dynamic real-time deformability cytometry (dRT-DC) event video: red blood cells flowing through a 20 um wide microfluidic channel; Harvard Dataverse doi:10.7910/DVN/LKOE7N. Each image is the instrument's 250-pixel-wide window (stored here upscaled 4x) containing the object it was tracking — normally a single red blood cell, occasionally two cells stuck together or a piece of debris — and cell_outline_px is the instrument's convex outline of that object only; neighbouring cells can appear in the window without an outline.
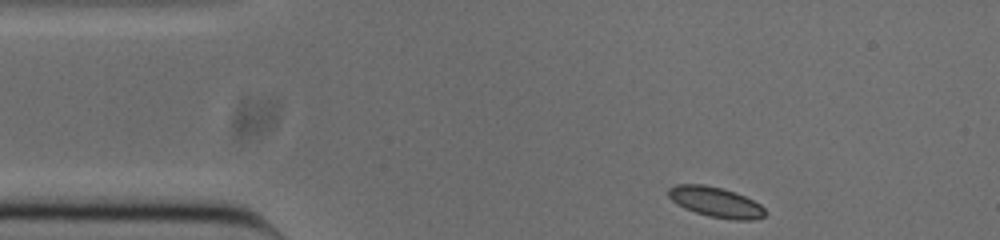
{"species": "common noctule bat (a hibernating species)", "species_latin": "Nyctalus noctula", "temperature_condition": "cold", "stored_images_in_passage": 46, "camera_frame_rate_fps": 3000, "um_per_image_px": 0.085, "animal": {"sex": "male", "body_mass_g": 20.0, "forearm_length_mm": 53.3}, "frame": {"image": 1, "passage_image": 1, "time_ms": 0.0, "image_size_px": [1000, 240], "cell_outline_px": [[768, 212], [764, 216], [752, 220], [732, 220], [708, 216], [684, 208], [676, 204], [668, 196], [668, 188], [676, 184], [704, 184], [724, 188], [736, 192], [760, 204]], "centroid_in_image_um": [60.84, 17.17], "position_along_channel_um": 24.2, "area_um2": 17.22}}
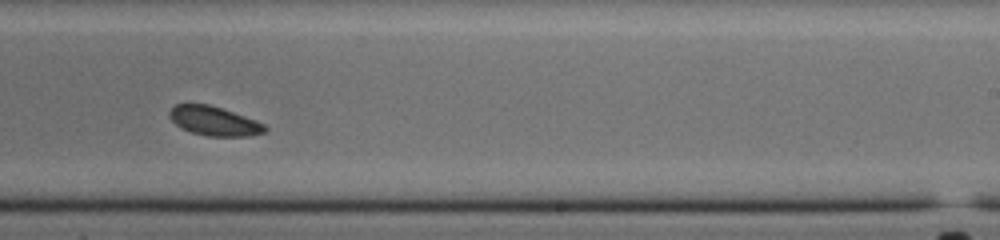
{"frame": {"image": 2, "passage_image": 25, "time_ms": 8.0, "image_size_px": [1000, 240], "cell_outline_px": [[268, 132], [252, 136], [208, 136], [192, 132], [176, 124], [168, 116], [168, 112], [176, 104], [208, 104], [256, 120], [264, 124], [268, 128]], "centroid_in_image_um": [18.24, 10.3], "position_along_channel_um": 270.8, "area_um2": 16.13}}
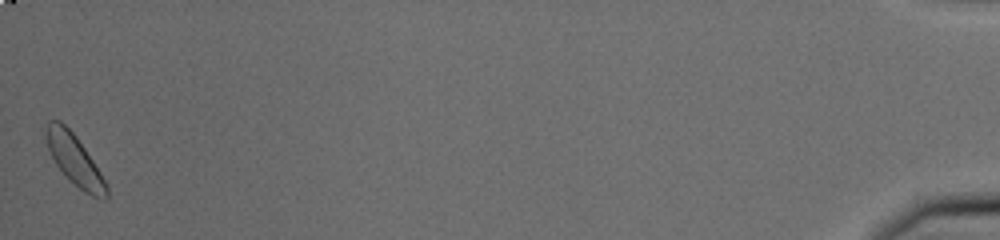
{"frame": {"image": 3, "passage_image": 46, "time_ms": 15.0, "image_size_px": [1000, 240], "cell_outline_px": [[108, 200], [104, 200], [92, 196], [84, 192], [56, 164], [48, 148], [40, 128], [48, 120], [60, 120], [76, 136], [108, 184]], "centroid_in_image_um": [6.3, 13.53], "position_along_channel_um": 428.9, "area_um2": 17.8}, "authors_computed_cell_mechanics": {"area_um2": 16.8776, "velocity_mm_per_s": 3.7857, "shape_relaxation_time_tau1_ms": null, "shape_relaxation_time_tau2_ms": 2.6747, "deformation_change_tau1": null, "deformation_change_tau2": 0.0618}}